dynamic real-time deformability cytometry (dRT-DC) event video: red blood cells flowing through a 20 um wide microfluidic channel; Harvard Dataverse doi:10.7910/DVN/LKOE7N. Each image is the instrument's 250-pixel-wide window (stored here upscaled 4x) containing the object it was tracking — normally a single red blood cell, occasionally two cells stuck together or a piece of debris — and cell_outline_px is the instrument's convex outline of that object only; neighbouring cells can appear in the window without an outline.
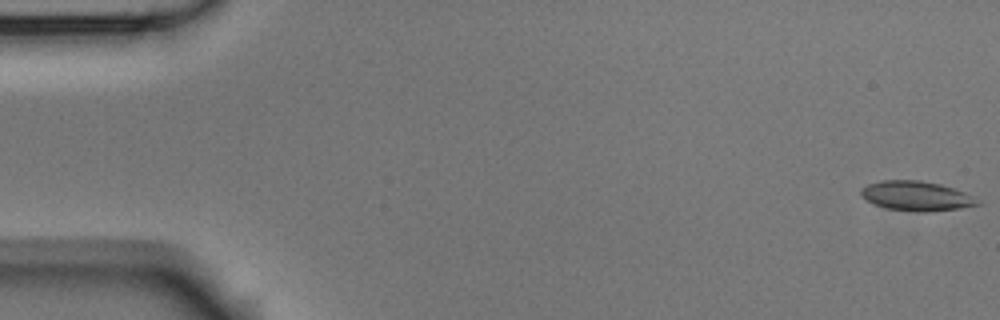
{"species": "Egyptian fruit bat (a non-hibernating species)", "species_latin": "Rousettus aegyptiacus", "temperature_condition": "room temperature", "stored_images_in_passage": 7, "camera_frame_rate_fps": 3000, "um_per_image_px": 0.085, "animal": {"sex": "male"}, "frame": {"image": 1, "passage_image": 1, "time_ms": 0.0, "image_size_px": [1000, 320], "cell_outline_px": [[980, 204], [960, 208], [928, 212], [920, 212], [888, 208], [864, 200], [860, 196], [860, 188], [868, 184], [880, 180], [920, 180], [940, 184], [964, 192], [972, 196]], "centroid_in_image_um": [77.83, 16.65], "position_along_channel_um": 7.2, "area_um2": 20.0}}
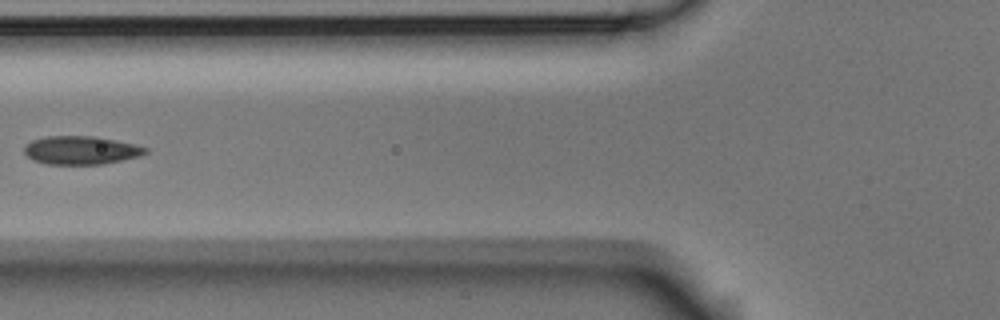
{"frame": {"image": 2, "passage_image": 6, "time_ms": 1.667, "image_size_px": [1000, 320], "cell_outline_px": [[148, 152], [140, 156], [104, 164], [48, 164], [32, 160], [24, 152], [24, 148], [32, 140], [48, 136], [96, 136], [116, 140], [148, 148]], "centroid_in_image_um": [6.89, 12.77], "position_along_channel_um": 118.9, "area_um2": 19.94}}
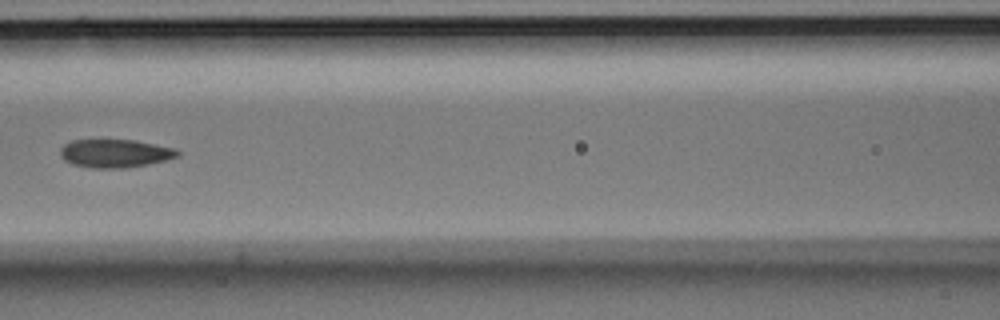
{"frame": {"image": 3, "passage_image": 7, "time_ms": 2.0, "image_size_px": [1000, 320], "cell_outline_px": [[180, 156], [148, 164], [124, 168], [92, 168], [72, 164], [64, 160], [60, 156], [60, 148], [64, 144], [72, 140], [136, 140], [176, 148], [180, 152]], "centroid_in_image_um": [9.78, 13.03], "position_along_channel_um": 156.8, "area_um2": 19.42}}